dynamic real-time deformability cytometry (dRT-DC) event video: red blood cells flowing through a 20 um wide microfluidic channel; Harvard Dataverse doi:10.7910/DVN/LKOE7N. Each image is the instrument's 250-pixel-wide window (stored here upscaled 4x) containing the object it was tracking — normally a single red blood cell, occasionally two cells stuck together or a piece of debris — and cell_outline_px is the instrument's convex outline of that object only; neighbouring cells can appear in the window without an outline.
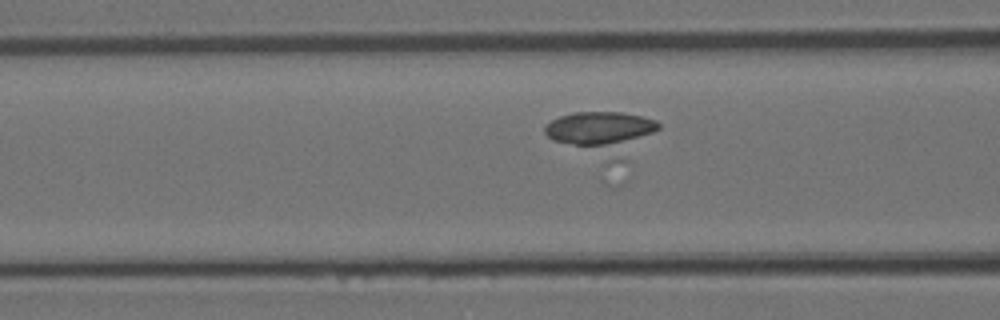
{"species": "Egyptian fruit bat (a non-hibernating species)", "species_latin": "Rousettus aegyptiacus", "temperature_condition": "room temperature", "stored_images_in_passage": 20, "camera_frame_rate_fps": 3000, "um_per_image_px": 0.085, "animal": {"sex": "female"}, "frame": {"image": 1, "passage_image": 11, "time_ms": 3.333, "image_size_px": [1000, 320], "cell_outline_px": [[660, 128], [652, 132], [612, 144], [576, 144], [552, 140], [544, 132], [544, 124], [560, 116], [572, 112], [620, 112], [640, 116], [656, 120], [660, 124]], "centroid_in_image_um": [50.88, 10.84], "position_along_channel_um": 115.7, "area_um2": 21.1}}
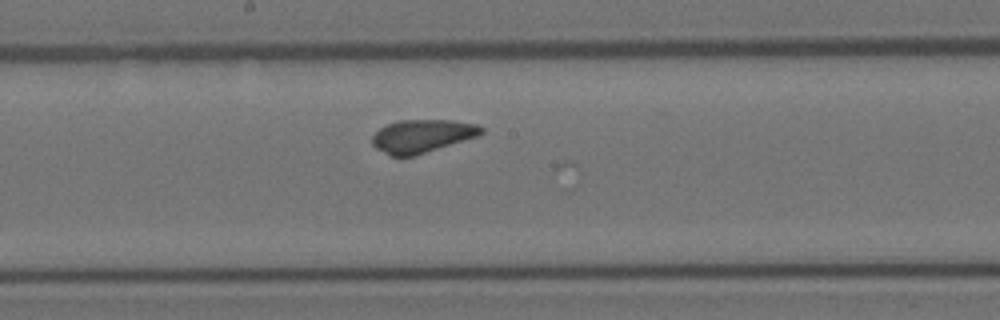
{"frame": {"image": 2, "passage_image": 18, "time_ms": 5.667, "image_size_px": [1000, 320], "cell_outline_px": [[484, 132], [480, 136], [416, 156], [392, 156], [376, 148], [372, 144], [372, 136], [380, 128], [388, 124], [400, 120], [452, 120], [476, 124], [484, 128]], "centroid_in_image_um": [35.93, 11.57], "position_along_channel_um": 212.3, "area_um2": 21.21}}